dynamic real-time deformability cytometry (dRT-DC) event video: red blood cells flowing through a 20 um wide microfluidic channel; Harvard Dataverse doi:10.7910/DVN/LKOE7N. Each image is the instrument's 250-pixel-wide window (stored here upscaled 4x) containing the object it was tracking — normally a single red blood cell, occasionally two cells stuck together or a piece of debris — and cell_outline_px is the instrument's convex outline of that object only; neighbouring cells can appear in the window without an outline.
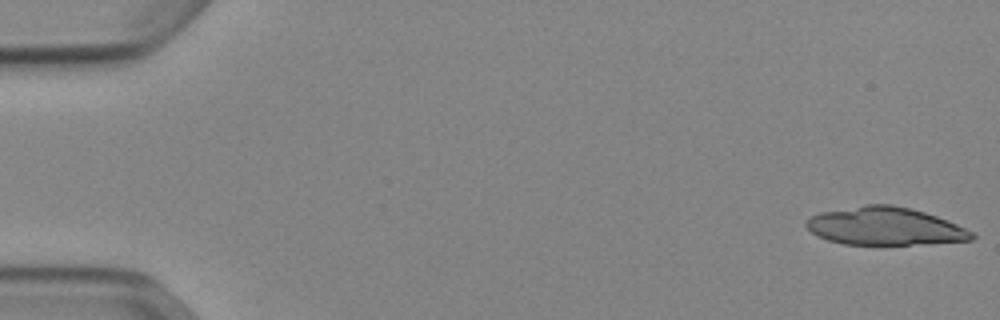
{"species": "Egyptian fruit bat (a non-hibernating species)", "species_latin": "Rousettus aegyptiacus", "temperature_condition": "cold", "stored_images_in_passage": 32, "camera_frame_rate_fps": 3000, "um_per_image_px": 0.085, "animal": {"sex": "female"}, "frame": {"image": 1, "passage_image": 1, "time_ms": 0.0, "image_size_px": [1000, 320], "cell_outline_px": [[976, 236], [972, 240], [880, 248], [844, 244], [828, 240], [816, 236], [804, 224], [812, 216], [820, 212], [864, 204], [892, 204], [924, 212], [948, 220], [972, 232]], "centroid_in_image_um": [75.21, 19.28], "position_along_channel_um": 9.8, "area_um2": 37.63}}